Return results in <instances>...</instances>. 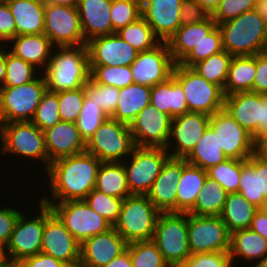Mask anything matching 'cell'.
I'll return each mask as SVG.
<instances>
[{"label":"cell","instance_id":"cell-53","mask_svg":"<svg viewBox=\"0 0 267 267\" xmlns=\"http://www.w3.org/2000/svg\"><path fill=\"white\" fill-rule=\"evenodd\" d=\"M258 0H223L211 15L216 24H221L253 10Z\"/></svg>","mask_w":267,"mask_h":267},{"label":"cell","instance_id":"cell-70","mask_svg":"<svg viewBox=\"0 0 267 267\" xmlns=\"http://www.w3.org/2000/svg\"><path fill=\"white\" fill-rule=\"evenodd\" d=\"M252 267H267V255L260 261L256 262Z\"/></svg>","mask_w":267,"mask_h":267},{"label":"cell","instance_id":"cell-27","mask_svg":"<svg viewBox=\"0 0 267 267\" xmlns=\"http://www.w3.org/2000/svg\"><path fill=\"white\" fill-rule=\"evenodd\" d=\"M7 43L9 51L15 56L33 65L40 73L46 69L54 46L44 34L19 35ZM11 48V49H10ZM42 66V67H41ZM40 67V68H38ZM44 67V68H43Z\"/></svg>","mask_w":267,"mask_h":267},{"label":"cell","instance_id":"cell-57","mask_svg":"<svg viewBox=\"0 0 267 267\" xmlns=\"http://www.w3.org/2000/svg\"><path fill=\"white\" fill-rule=\"evenodd\" d=\"M16 37L14 17L6 2L0 3V42L4 45Z\"/></svg>","mask_w":267,"mask_h":267},{"label":"cell","instance_id":"cell-20","mask_svg":"<svg viewBox=\"0 0 267 267\" xmlns=\"http://www.w3.org/2000/svg\"><path fill=\"white\" fill-rule=\"evenodd\" d=\"M86 47L89 66H131L139 53L117 33L94 37Z\"/></svg>","mask_w":267,"mask_h":267},{"label":"cell","instance_id":"cell-47","mask_svg":"<svg viewBox=\"0 0 267 267\" xmlns=\"http://www.w3.org/2000/svg\"><path fill=\"white\" fill-rule=\"evenodd\" d=\"M222 51V34L216 26L179 64L191 68L194 64Z\"/></svg>","mask_w":267,"mask_h":267},{"label":"cell","instance_id":"cell-35","mask_svg":"<svg viewBox=\"0 0 267 267\" xmlns=\"http://www.w3.org/2000/svg\"><path fill=\"white\" fill-rule=\"evenodd\" d=\"M258 210V207L249 203L240 193H229L219 216L232 233L240 229H249Z\"/></svg>","mask_w":267,"mask_h":267},{"label":"cell","instance_id":"cell-63","mask_svg":"<svg viewBox=\"0 0 267 267\" xmlns=\"http://www.w3.org/2000/svg\"><path fill=\"white\" fill-rule=\"evenodd\" d=\"M104 267H132L129 250L126 249Z\"/></svg>","mask_w":267,"mask_h":267},{"label":"cell","instance_id":"cell-59","mask_svg":"<svg viewBox=\"0 0 267 267\" xmlns=\"http://www.w3.org/2000/svg\"><path fill=\"white\" fill-rule=\"evenodd\" d=\"M256 75L253 83V92L267 95V54H256Z\"/></svg>","mask_w":267,"mask_h":267},{"label":"cell","instance_id":"cell-46","mask_svg":"<svg viewBox=\"0 0 267 267\" xmlns=\"http://www.w3.org/2000/svg\"><path fill=\"white\" fill-rule=\"evenodd\" d=\"M107 118L106 113L85 94L83 107L76 121L80 136L85 143Z\"/></svg>","mask_w":267,"mask_h":267},{"label":"cell","instance_id":"cell-32","mask_svg":"<svg viewBox=\"0 0 267 267\" xmlns=\"http://www.w3.org/2000/svg\"><path fill=\"white\" fill-rule=\"evenodd\" d=\"M151 87L132 83L120 88L117 108L111 118L130 125L138 113L150 104Z\"/></svg>","mask_w":267,"mask_h":267},{"label":"cell","instance_id":"cell-68","mask_svg":"<svg viewBox=\"0 0 267 267\" xmlns=\"http://www.w3.org/2000/svg\"><path fill=\"white\" fill-rule=\"evenodd\" d=\"M255 10L262 16L267 24V0H258Z\"/></svg>","mask_w":267,"mask_h":267},{"label":"cell","instance_id":"cell-44","mask_svg":"<svg viewBox=\"0 0 267 267\" xmlns=\"http://www.w3.org/2000/svg\"><path fill=\"white\" fill-rule=\"evenodd\" d=\"M90 80L94 83L124 88L134 83L131 66H89Z\"/></svg>","mask_w":267,"mask_h":267},{"label":"cell","instance_id":"cell-19","mask_svg":"<svg viewBox=\"0 0 267 267\" xmlns=\"http://www.w3.org/2000/svg\"><path fill=\"white\" fill-rule=\"evenodd\" d=\"M172 118L147 105L130 124L135 147L166 148Z\"/></svg>","mask_w":267,"mask_h":267},{"label":"cell","instance_id":"cell-50","mask_svg":"<svg viewBox=\"0 0 267 267\" xmlns=\"http://www.w3.org/2000/svg\"><path fill=\"white\" fill-rule=\"evenodd\" d=\"M60 121L58 95L46 90L31 122L44 131Z\"/></svg>","mask_w":267,"mask_h":267},{"label":"cell","instance_id":"cell-15","mask_svg":"<svg viewBox=\"0 0 267 267\" xmlns=\"http://www.w3.org/2000/svg\"><path fill=\"white\" fill-rule=\"evenodd\" d=\"M41 252L66 262L72 267H79L80 243L47 204H45V227Z\"/></svg>","mask_w":267,"mask_h":267},{"label":"cell","instance_id":"cell-64","mask_svg":"<svg viewBox=\"0 0 267 267\" xmlns=\"http://www.w3.org/2000/svg\"><path fill=\"white\" fill-rule=\"evenodd\" d=\"M259 136H267V95L264 94H262V121Z\"/></svg>","mask_w":267,"mask_h":267},{"label":"cell","instance_id":"cell-22","mask_svg":"<svg viewBox=\"0 0 267 267\" xmlns=\"http://www.w3.org/2000/svg\"><path fill=\"white\" fill-rule=\"evenodd\" d=\"M182 1L141 0V16L161 42H167L181 26L180 11Z\"/></svg>","mask_w":267,"mask_h":267},{"label":"cell","instance_id":"cell-29","mask_svg":"<svg viewBox=\"0 0 267 267\" xmlns=\"http://www.w3.org/2000/svg\"><path fill=\"white\" fill-rule=\"evenodd\" d=\"M14 17L16 36L44 33V0L5 1Z\"/></svg>","mask_w":267,"mask_h":267},{"label":"cell","instance_id":"cell-33","mask_svg":"<svg viewBox=\"0 0 267 267\" xmlns=\"http://www.w3.org/2000/svg\"><path fill=\"white\" fill-rule=\"evenodd\" d=\"M229 255L233 266L237 257L246 263L260 261L267 255V240L251 229H240L231 233ZM235 259V261H234Z\"/></svg>","mask_w":267,"mask_h":267},{"label":"cell","instance_id":"cell-4","mask_svg":"<svg viewBox=\"0 0 267 267\" xmlns=\"http://www.w3.org/2000/svg\"><path fill=\"white\" fill-rule=\"evenodd\" d=\"M160 214L147 195H130L124 198L113 228L128 244L152 240Z\"/></svg>","mask_w":267,"mask_h":267},{"label":"cell","instance_id":"cell-21","mask_svg":"<svg viewBox=\"0 0 267 267\" xmlns=\"http://www.w3.org/2000/svg\"><path fill=\"white\" fill-rule=\"evenodd\" d=\"M128 243L112 227L80 244L79 267H104L127 249Z\"/></svg>","mask_w":267,"mask_h":267},{"label":"cell","instance_id":"cell-5","mask_svg":"<svg viewBox=\"0 0 267 267\" xmlns=\"http://www.w3.org/2000/svg\"><path fill=\"white\" fill-rule=\"evenodd\" d=\"M152 241L170 267H178L190 255L188 213L161 212Z\"/></svg>","mask_w":267,"mask_h":267},{"label":"cell","instance_id":"cell-65","mask_svg":"<svg viewBox=\"0 0 267 267\" xmlns=\"http://www.w3.org/2000/svg\"><path fill=\"white\" fill-rule=\"evenodd\" d=\"M0 47V88L3 87L6 76V48Z\"/></svg>","mask_w":267,"mask_h":267},{"label":"cell","instance_id":"cell-24","mask_svg":"<svg viewBox=\"0 0 267 267\" xmlns=\"http://www.w3.org/2000/svg\"><path fill=\"white\" fill-rule=\"evenodd\" d=\"M224 110L255 139L260 135L262 94L239 92L225 96Z\"/></svg>","mask_w":267,"mask_h":267},{"label":"cell","instance_id":"cell-37","mask_svg":"<svg viewBox=\"0 0 267 267\" xmlns=\"http://www.w3.org/2000/svg\"><path fill=\"white\" fill-rule=\"evenodd\" d=\"M95 189L121 199L130 196L123 162H102L96 178Z\"/></svg>","mask_w":267,"mask_h":267},{"label":"cell","instance_id":"cell-16","mask_svg":"<svg viewBox=\"0 0 267 267\" xmlns=\"http://www.w3.org/2000/svg\"><path fill=\"white\" fill-rule=\"evenodd\" d=\"M209 126L218 134L219 147L227 158L243 160L254 153L253 137L224 109L210 116Z\"/></svg>","mask_w":267,"mask_h":267},{"label":"cell","instance_id":"cell-8","mask_svg":"<svg viewBox=\"0 0 267 267\" xmlns=\"http://www.w3.org/2000/svg\"><path fill=\"white\" fill-rule=\"evenodd\" d=\"M172 76L180 83L187 102L188 112L208 116L224 109V90L198 75L191 68L176 64Z\"/></svg>","mask_w":267,"mask_h":267},{"label":"cell","instance_id":"cell-62","mask_svg":"<svg viewBox=\"0 0 267 267\" xmlns=\"http://www.w3.org/2000/svg\"><path fill=\"white\" fill-rule=\"evenodd\" d=\"M260 160L267 162V136H258L254 139V153Z\"/></svg>","mask_w":267,"mask_h":267},{"label":"cell","instance_id":"cell-26","mask_svg":"<svg viewBox=\"0 0 267 267\" xmlns=\"http://www.w3.org/2000/svg\"><path fill=\"white\" fill-rule=\"evenodd\" d=\"M112 0H79L78 11L85 41L112 34Z\"/></svg>","mask_w":267,"mask_h":267},{"label":"cell","instance_id":"cell-49","mask_svg":"<svg viewBox=\"0 0 267 267\" xmlns=\"http://www.w3.org/2000/svg\"><path fill=\"white\" fill-rule=\"evenodd\" d=\"M85 94L102 109L108 117H111L119 99V88L114 86L94 83L90 79L84 85Z\"/></svg>","mask_w":267,"mask_h":267},{"label":"cell","instance_id":"cell-13","mask_svg":"<svg viewBox=\"0 0 267 267\" xmlns=\"http://www.w3.org/2000/svg\"><path fill=\"white\" fill-rule=\"evenodd\" d=\"M44 34L54 47L83 46L87 43L77 7L45 3Z\"/></svg>","mask_w":267,"mask_h":267},{"label":"cell","instance_id":"cell-17","mask_svg":"<svg viewBox=\"0 0 267 267\" xmlns=\"http://www.w3.org/2000/svg\"><path fill=\"white\" fill-rule=\"evenodd\" d=\"M176 63L166 42H160L153 49L138 53L131 65L134 83L152 87L168 80Z\"/></svg>","mask_w":267,"mask_h":267},{"label":"cell","instance_id":"cell-58","mask_svg":"<svg viewBox=\"0 0 267 267\" xmlns=\"http://www.w3.org/2000/svg\"><path fill=\"white\" fill-rule=\"evenodd\" d=\"M16 267H72L70 264L59 261L53 256L44 254L42 252L22 259L15 264Z\"/></svg>","mask_w":267,"mask_h":267},{"label":"cell","instance_id":"cell-11","mask_svg":"<svg viewBox=\"0 0 267 267\" xmlns=\"http://www.w3.org/2000/svg\"><path fill=\"white\" fill-rule=\"evenodd\" d=\"M129 157L123 164L130 194L147 195L170 154L165 148L135 147Z\"/></svg>","mask_w":267,"mask_h":267},{"label":"cell","instance_id":"cell-6","mask_svg":"<svg viewBox=\"0 0 267 267\" xmlns=\"http://www.w3.org/2000/svg\"><path fill=\"white\" fill-rule=\"evenodd\" d=\"M46 90V81L40 72L24 85L0 88V124L31 121Z\"/></svg>","mask_w":267,"mask_h":267},{"label":"cell","instance_id":"cell-14","mask_svg":"<svg viewBox=\"0 0 267 267\" xmlns=\"http://www.w3.org/2000/svg\"><path fill=\"white\" fill-rule=\"evenodd\" d=\"M231 233L220 216L188 213V244L191 254L229 251Z\"/></svg>","mask_w":267,"mask_h":267},{"label":"cell","instance_id":"cell-10","mask_svg":"<svg viewBox=\"0 0 267 267\" xmlns=\"http://www.w3.org/2000/svg\"><path fill=\"white\" fill-rule=\"evenodd\" d=\"M38 205L40 213H35L36 216L33 213L29 218L24 211L17 219L12 235L4 248L6 261L10 265H15L22 259L41 252L45 227V203L39 200Z\"/></svg>","mask_w":267,"mask_h":267},{"label":"cell","instance_id":"cell-1","mask_svg":"<svg viewBox=\"0 0 267 267\" xmlns=\"http://www.w3.org/2000/svg\"><path fill=\"white\" fill-rule=\"evenodd\" d=\"M101 161L88 152L58 158L46 170L50 197H41L43 203L84 200L95 189Z\"/></svg>","mask_w":267,"mask_h":267},{"label":"cell","instance_id":"cell-23","mask_svg":"<svg viewBox=\"0 0 267 267\" xmlns=\"http://www.w3.org/2000/svg\"><path fill=\"white\" fill-rule=\"evenodd\" d=\"M183 170V158L169 157L147 194L160 212H176L177 183Z\"/></svg>","mask_w":267,"mask_h":267},{"label":"cell","instance_id":"cell-9","mask_svg":"<svg viewBox=\"0 0 267 267\" xmlns=\"http://www.w3.org/2000/svg\"><path fill=\"white\" fill-rule=\"evenodd\" d=\"M1 154H12L44 162L48 168V154L44 132L31 121L0 124ZM41 160V161H40Z\"/></svg>","mask_w":267,"mask_h":267},{"label":"cell","instance_id":"cell-69","mask_svg":"<svg viewBox=\"0 0 267 267\" xmlns=\"http://www.w3.org/2000/svg\"><path fill=\"white\" fill-rule=\"evenodd\" d=\"M8 263L4 255V248L0 245V267L6 266Z\"/></svg>","mask_w":267,"mask_h":267},{"label":"cell","instance_id":"cell-40","mask_svg":"<svg viewBox=\"0 0 267 267\" xmlns=\"http://www.w3.org/2000/svg\"><path fill=\"white\" fill-rule=\"evenodd\" d=\"M116 33L138 52L153 49L161 42L142 16Z\"/></svg>","mask_w":267,"mask_h":267},{"label":"cell","instance_id":"cell-3","mask_svg":"<svg viewBox=\"0 0 267 267\" xmlns=\"http://www.w3.org/2000/svg\"><path fill=\"white\" fill-rule=\"evenodd\" d=\"M222 34L223 49L232 56H251L264 52L267 24L255 10L217 25Z\"/></svg>","mask_w":267,"mask_h":267},{"label":"cell","instance_id":"cell-45","mask_svg":"<svg viewBox=\"0 0 267 267\" xmlns=\"http://www.w3.org/2000/svg\"><path fill=\"white\" fill-rule=\"evenodd\" d=\"M6 46V76L3 87L20 86L34 80L39 74L33 65L15 56Z\"/></svg>","mask_w":267,"mask_h":267},{"label":"cell","instance_id":"cell-18","mask_svg":"<svg viewBox=\"0 0 267 267\" xmlns=\"http://www.w3.org/2000/svg\"><path fill=\"white\" fill-rule=\"evenodd\" d=\"M209 123L210 116L203 113L188 112L174 117L165 148L170 157L185 158L203 136Z\"/></svg>","mask_w":267,"mask_h":267},{"label":"cell","instance_id":"cell-71","mask_svg":"<svg viewBox=\"0 0 267 267\" xmlns=\"http://www.w3.org/2000/svg\"><path fill=\"white\" fill-rule=\"evenodd\" d=\"M4 267H16L15 265H10V264H7L6 266Z\"/></svg>","mask_w":267,"mask_h":267},{"label":"cell","instance_id":"cell-39","mask_svg":"<svg viewBox=\"0 0 267 267\" xmlns=\"http://www.w3.org/2000/svg\"><path fill=\"white\" fill-rule=\"evenodd\" d=\"M233 56L225 50L194 64L191 69L223 90Z\"/></svg>","mask_w":267,"mask_h":267},{"label":"cell","instance_id":"cell-41","mask_svg":"<svg viewBox=\"0 0 267 267\" xmlns=\"http://www.w3.org/2000/svg\"><path fill=\"white\" fill-rule=\"evenodd\" d=\"M127 249L132 267H170L152 240L129 243Z\"/></svg>","mask_w":267,"mask_h":267},{"label":"cell","instance_id":"cell-28","mask_svg":"<svg viewBox=\"0 0 267 267\" xmlns=\"http://www.w3.org/2000/svg\"><path fill=\"white\" fill-rule=\"evenodd\" d=\"M216 26L211 15L204 21L181 25L166 42L174 62L179 64Z\"/></svg>","mask_w":267,"mask_h":267},{"label":"cell","instance_id":"cell-60","mask_svg":"<svg viewBox=\"0 0 267 267\" xmlns=\"http://www.w3.org/2000/svg\"><path fill=\"white\" fill-rule=\"evenodd\" d=\"M254 170L258 173L259 196L265 197V208L267 207V162L260 160L254 155Z\"/></svg>","mask_w":267,"mask_h":267},{"label":"cell","instance_id":"cell-43","mask_svg":"<svg viewBox=\"0 0 267 267\" xmlns=\"http://www.w3.org/2000/svg\"><path fill=\"white\" fill-rule=\"evenodd\" d=\"M238 193L259 209L265 208V197L259 196L258 173L254 170V154L242 160Z\"/></svg>","mask_w":267,"mask_h":267},{"label":"cell","instance_id":"cell-7","mask_svg":"<svg viewBox=\"0 0 267 267\" xmlns=\"http://www.w3.org/2000/svg\"><path fill=\"white\" fill-rule=\"evenodd\" d=\"M135 144L130 125L108 117L86 142V152L101 162H123Z\"/></svg>","mask_w":267,"mask_h":267},{"label":"cell","instance_id":"cell-31","mask_svg":"<svg viewBox=\"0 0 267 267\" xmlns=\"http://www.w3.org/2000/svg\"><path fill=\"white\" fill-rule=\"evenodd\" d=\"M206 178V170L187 163L183 158V170L177 183L176 212L189 213L194 208Z\"/></svg>","mask_w":267,"mask_h":267},{"label":"cell","instance_id":"cell-56","mask_svg":"<svg viewBox=\"0 0 267 267\" xmlns=\"http://www.w3.org/2000/svg\"><path fill=\"white\" fill-rule=\"evenodd\" d=\"M211 14L208 13L195 0H183L180 11L181 25L198 23L206 20Z\"/></svg>","mask_w":267,"mask_h":267},{"label":"cell","instance_id":"cell-52","mask_svg":"<svg viewBox=\"0 0 267 267\" xmlns=\"http://www.w3.org/2000/svg\"><path fill=\"white\" fill-rule=\"evenodd\" d=\"M59 102V115L61 121L76 123L83 107L85 98L84 87L75 90L56 92Z\"/></svg>","mask_w":267,"mask_h":267},{"label":"cell","instance_id":"cell-12","mask_svg":"<svg viewBox=\"0 0 267 267\" xmlns=\"http://www.w3.org/2000/svg\"><path fill=\"white\" fill-rule=\"evenodd\" d=\"M45 204L50 206L52 212L80 244L86 239L107 232L113 227L106 219L94 211L85 200Z\"/></svg>","mask_w":267,"mask_h":267},{"label":"cell","instance_id":"cell-66","mask_svg":"<svg viewBox=\"0 0 267 267\" xmlns=\"http://www.w3.org/2000/svg\"><path fill=\"white\" fill-rule=\"evenodd\" d=\"M195 1L198 4H200L208 13L212 15L223 0H195Z\"/></svg>","mask_w":267,"mask_h":267},{"label":"cell","instance_id":"cell-48","mask_svg":"<svg viewBox=\"0 0 267 267\" xmlns=\"http://www.w3.org/2000/svg\"><path fill=\"white\" fill-rule=\"evenodd\" d=\"M86 203L112 226L117 222L124 199L93 189L84 199Z\"/></svg>","mask_w":267,"mask_h":267},{"label":"cell","instance_id":"cell-67","mask_svg":"<svg viewBox=\"0 0 267 267\" xmlns=\"http://www.w3.org/2000/svg\"><path fill=\"white\" fill-rule=\"evenodd\" d=\"M46 4L77 7L79 0H44Z\"/></svg>","mask_w":267,"mask_h":267},{"label":"cell","instance_id":"cell-30","mask_svg":"<svg viewBox=\"0 0 267 267\" xmlns=\"http://www.w3.org/2000/svg\"><path fill=\"white\" fill-rule=\"evenodd\" d=\"M150 104L172 119L188 113L184 91L173 76L151 87Z\"/></svg>","mask_w":267,"mask_h":267},{"label":"cell","instance_id":"cell-34","mask_svg":"<svg viewBox=\"0 0 267 267\" xmlns=\"http://www.w3.org/2000/svg\"><path fill=\"white\" fill-rule=\"evenodd\" d=\"M256 72V55L233 56L224 87L225 96L239 92H253Z\"/></svg>","mask_w":267,"mask_h":267},{"label":"cell","instance_id":"cell-38","mask_svg":"<svg viewBox=\"0 0 267 267\" xmlns=\"http://www.w3.org/2000/svg\"><path fill=\"white\" fill-rule=\"evenodd\" d=\"M227 195L226 190L217 181L207 176L194 208L189 214L196 216H219Z\"/></svg>","mask_w":267,"mask_h":267},{"label":"cell","instance_id":"cell-36","mask_svg":"<svg viewBox=\"0 0 267 267\" xmlns=\"http://www.w3.org/2000/svg\"><path fill=\"white\" fill-rule=\"evenodd\" d=\"M228 159L219 147L218 134L209 126L195 147L185 157L187 163L208 170Z\"/></svg>","mask_w":267,"mask_h":267},{"label":"cell","instance_id":"cell-25","mask_svg":"<svg viewBox=\"0 0 267 267\" xmlns=\"http://www.w3.org/2000/svg\"><path fill=\"white\" fill-rule=\"evenodd\" d=\"M48 154V167L58 158L77 155L86 151V143L81 138L76 123L60 121L43 131Z\"/></svg>","mask_w":267,"mask_h":267},{"label":"cell","instance_id":"cell-2","mask_svg":"<svg viewBox=\"0 0 267 267\" xmlns=\"http://www.w3.org/2000/svg\"><path fill=\"white\" fill-rule=\"evenodd\" d=\"M54 48L49 64L42 72L47 90L59 92L84 87L90 79L89 55L86 45Z\"/></svg>","mask_w":267,"mask_h":267},{"label":"cell","instance_id":"cell-42","mask_svg":"<svg viewBox=\"0 0 267 267\" xmlns=\"http://www.w3.org/2000/svg\"><path fill=\"white\" fill-rule=\"evenodd\" d=\"M241 169L242 160L228 158L206 171L207 176L217 181L229 194L238 193Z\"/></svg>","mask_w":267,"mask_h":267},{"label":"cell","instance_id":"cell-54","mask_svg":"<svg viewBox=\"0 0 267 267\" xmlns=\"http://www.w3.org/2000/svg\"><path fill=\"white\" fill-rule=\"evenodd\" d=\"M178 267H233L229 251L191 254Z\"/></svg>","mask_w":267,"mask_h":267},{"label":"cell","instance_id":"cell-51","mask_svg":"<svg viewBox=\"0 0 267 267\" xmlns=\"http://www.w3.org/2000/svg\"><path fill=\"white\" fill-rule=\"evenodd\" d=\"M112 34L141 17V0H112Z\"/></svg>","mask_w":267,"mask_h":267},{"label":"cell","instance_id":"cell-61","mask_svg":"<svg viewBox=\"0 0 267 267\" xmlns=\"http://www.w3.org/2000/svg\"><path fill=\"white\" fill-rule=\"evenodd\" d=\"M249 229L260 234L267 240V207L259 209L255 213Z\"/></svg>","mask_w":267,"mask_h":267},{"label":"cell","instance_id":"cell-55","mask_svg":"<svg viewBox=\"0 0 267 267\" xmlns=\"http://www.w3.org/2000/svg\"><path fill=\"white\" fill-rule=\"evenodd\" d=\"M21 212L19 209H14V206L0 207V245L3 248L6 247Z\"/></svg>","mask_w":267,"mask_h":267}]
</instances>
